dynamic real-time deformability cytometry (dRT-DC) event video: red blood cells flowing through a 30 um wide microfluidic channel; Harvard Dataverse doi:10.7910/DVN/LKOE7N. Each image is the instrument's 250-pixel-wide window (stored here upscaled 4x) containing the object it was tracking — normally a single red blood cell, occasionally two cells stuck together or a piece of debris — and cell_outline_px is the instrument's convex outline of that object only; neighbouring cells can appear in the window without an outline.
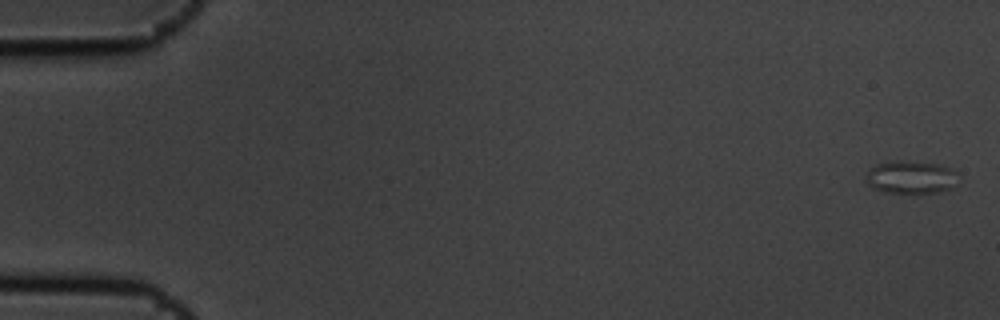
{"species": "common noctule bat (a hibernating species)", "species_latin": "Nyctalus noctula", "temperature_condition": "cold", "stored_images_in_passage": 5, "camera_frame_rate_fps": 3000, "um_per_image_px": 0.085, "animal": {"sex": "male", "body_mass_g": 19.5, "forearm_length_mm": 54.6}, "frame": {"image": 1, "passage_image": 1, "time_ms": 0.0, "image_size_px": [1000, 320], "cell_outline_px": [[956, 172], [952, 188], [936, 192], [884, 192], [872, 188], [868, 184], [868, 172], [876, 164], [896, 160], [936, 164], [948, 168]], "centroid_in_image_um": [77.38, 15.06], "position_along_channel_um": 7.6, "area_um2": 16.99}}